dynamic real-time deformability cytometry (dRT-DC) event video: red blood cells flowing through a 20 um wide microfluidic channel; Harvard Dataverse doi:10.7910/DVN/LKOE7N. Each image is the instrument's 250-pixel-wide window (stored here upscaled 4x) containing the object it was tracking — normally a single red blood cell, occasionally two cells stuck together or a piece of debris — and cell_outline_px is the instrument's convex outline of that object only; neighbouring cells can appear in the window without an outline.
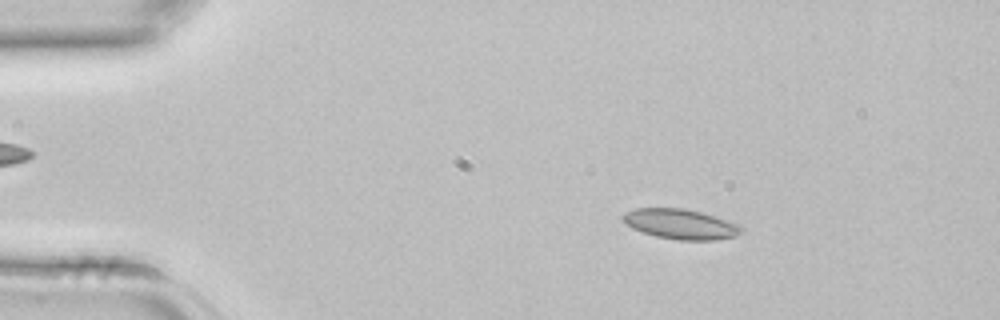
{"species": "common noctule bat (a hibernating species)", "species_latin": "Nyctalus noctula", "temperature_condition": "room temperature", "stored_images_in_passage": 43, "camera_frame_rate_fps": 3000, "um_per_image_px": 0.085, "animal": {"sex": "female", "body_mass_g": 22.7, "forearm_length_mm": 54.2}, "frame": {"image": 1, "passage_image": 7, "time_ms": 2.0, "image_size_px": [1000, 320], "cell_outline_px": [[744, 228], [736, 236], [716, 240], [680, 240], [656, 236], [632, 228], [624, 224], [620, 220], [620, 216], [624, 212], [636, 208], [684, 208], [716, 216], [740, 224]], "centroid_in_image_um": [57.83, 19.04], "position_along_channel_um": 27.2, "area_um2": 20.98}}
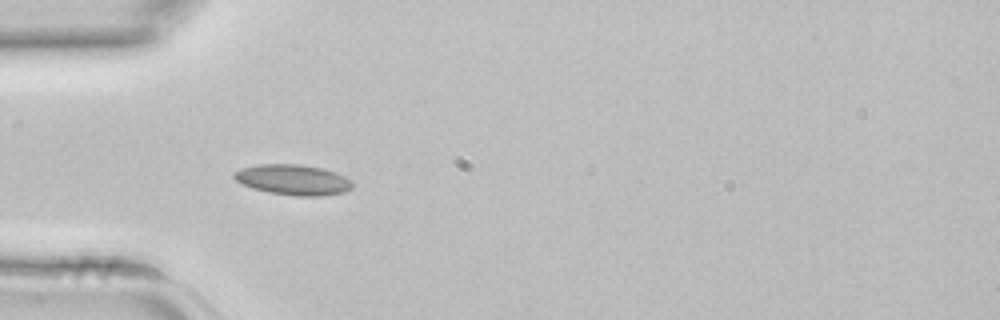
{"frame": {"image": 2, "passage_image": 13, "time_ms": 4.0, "image_size_px": [1000, 320], "cell_outline_px": [[352, 188], [344, 192], [320, 196], [296, 196], [268, 192], [252, 188], [236, 180], [232, 176], [232, 172], [240, 168], [256, 164], [296, 164], [320, 168], [336, 172], [352, 180]], "centroid_in_image_um": [24.89, 15.28], "position_along_channel_um": 60.1, "area_um2": 21.04}}
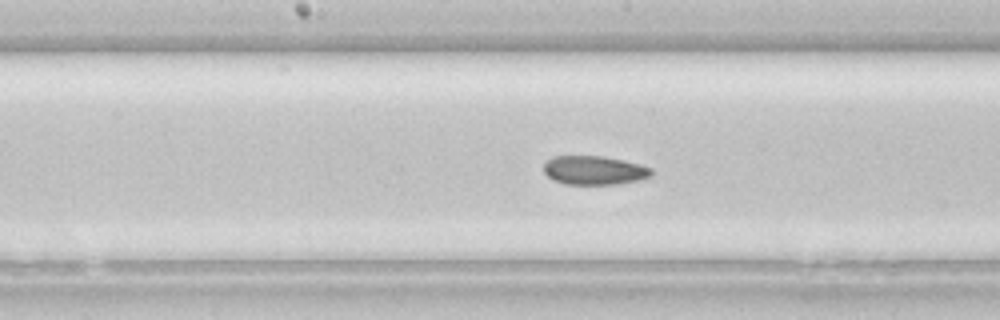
{"frame": {"image": 3, "passage_image": 22, "time_ms": 7.0, "image_size_px": [1000, 320], "cell_outline_px": [[652, 176], [640, 180], [616, 184], [564, 184], [552, 180], [544, 172], [544, 164], [552, 156], [604, 156], [640, 164], [652, 168]], "centroid_in_image_um": [50.51, 14.48], "position_along_channel_um": 197.7, "area_um2": 18.21}}